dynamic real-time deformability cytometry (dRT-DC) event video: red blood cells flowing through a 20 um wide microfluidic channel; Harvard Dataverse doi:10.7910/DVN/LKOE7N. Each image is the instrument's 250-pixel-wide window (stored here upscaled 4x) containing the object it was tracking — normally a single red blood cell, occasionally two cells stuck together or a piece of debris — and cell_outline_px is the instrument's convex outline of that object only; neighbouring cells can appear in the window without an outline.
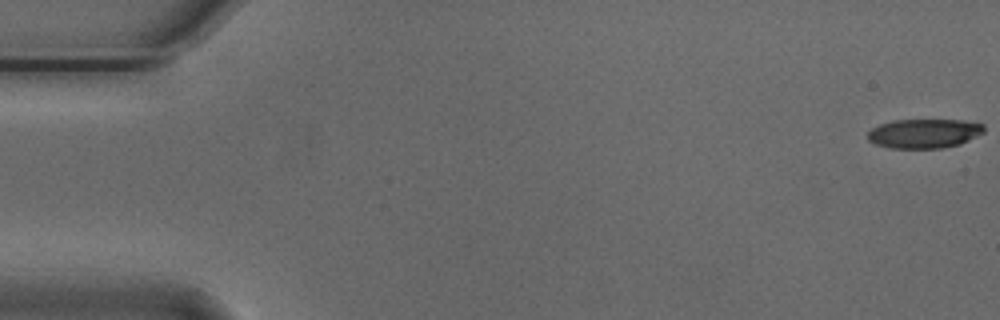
{"species": "Egyptian fruit bat (a non-hibernating species)", "species_latin": "Rousettus aegyptiacus", "temperature_condition": "cold", "stored_images_in_passage": 54, "camera_frame_rate_fps": 3000, "um_per_image_px": 0.085, "animal": {"sex": "male"}, "frame": {"image": 1, "passage_image": 1, "time_ms": 0.0, "image_size_px": [1000, 320], "cell_outline_px": [[984, 132], [960, 144], [944, 148], [888, 148], [876, 144], [868, 140], [868, 132], [872, 128], [880, 124], [892, 120], [964, 120], [984, 124]], "centroid_in_image_um": [78.55, 11.34], "position_along_channel_um": 6.5, "area_um2": 19.88}}
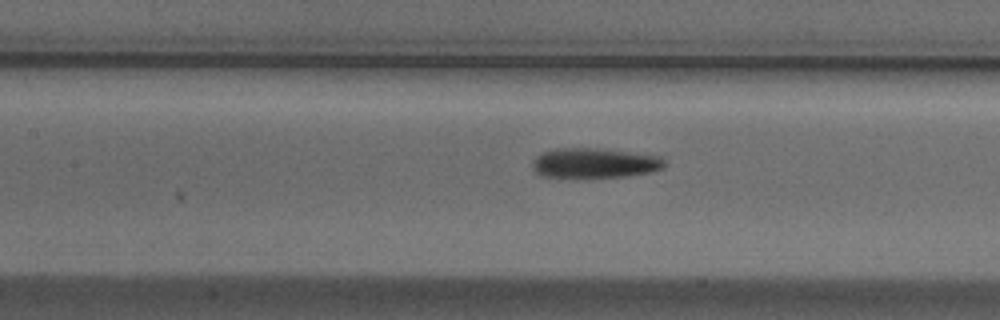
{"frame": {"image": 2, "passage_image": 25, "time_ms": 8.0, "image_size_px": [1000, 320], "cell_outline_px": [[664, 168], [648, 172], [628, 176], [588, 180], [540, 176], [532, 168], [532, 160], [540, 152], [556, 148], [588, 148], [628, 152], [660, 156], [664, 160]], "centroid_in_image_um": [50.44, 13.91], "position_along_channel_um": 157.0, "area_um2": 23.81}}
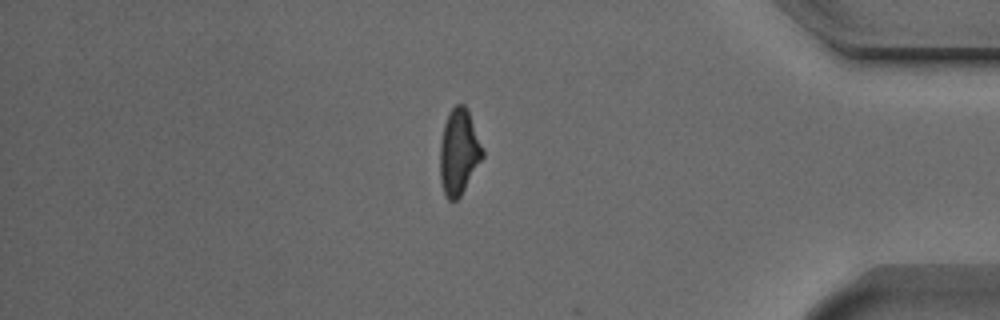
{"frame": {"image": 3, "passage_image": 47, "time_ms": 15.333, "image_size_px": [1000, 320], "cell_outline_px": [[484, 156], [460, 196], [456, 200], [448, 200], [444, 196], [440, 180], [440, 140], [444, 124], [452, 108], [456, 104], [464, 104], [468, 108], [484, 152]], "centroid_in_image_um": [38.99, 12.92], "position_along_channel_um": 396.2, "area_um2": 21.27}}